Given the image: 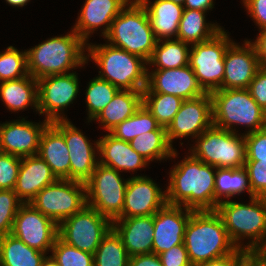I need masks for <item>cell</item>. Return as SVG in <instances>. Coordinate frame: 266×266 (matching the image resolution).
<instances>
[{
    "label": "cell",
    "instance_id": "26",
    "mask_svg": "<svg viewBox=\"0 0 266 266\" xmlns=\"http://www.w3.org/2000/svg\"><path fill=\"white\" fill-rule=\"evenodd\" d=\"M38 155L57 179L70 180V157L63 134L50 122L40 138Z\"/></svg>",
    "mask_w": 266,
    "mask_h": 266
},
{
    "label": "cell",
    "instance_id": "41",
    "mask_svg": "<svg viewBox=\"0 0 266 266\" xmlns=\"http://www.w3.org/2000/svg\"><path fill=\"white\" fill-rule=\"evenodd\" d=\"M22 204L14 190H0V237L11 234L15 216Z\"/></svg>",
    "mask_w": 266,
    "mask_h": 266
},
{
    "label": "cell",
    "instance_id": "50",
    "mask_svg": "<svg viewBox=\"0 0 266 266\" xmlns=\"http://www.w3.org/2000/svg\"><path fill=\"white\" fill-rule=\"evenodd\" d=\"M254 46L260 67L266 68V28L259 30L256 40L250 41Z\"/></svg>",
    "mask_w": 266,
    "mask_h": 266
},
{
    "label": "cell",
    "instance_id": "20",
    "mask_svg": "<svg viewBox=\"0 0 266 266\" xmlns=\"http://www.w3.org/2000/svg\"><path fill=\"white\" fill-rule=\"evenodd\" d=\"M193 210L166 204L154 214L152 253L159 255L184 243L186 224Z\"/></svg>",
    "mask_w": 266,
    "mask_h": 266
},
{
    "label": "cell",
    "instance_id": "1",
    "mask_svg": "<svg viewBox=\"0 0 266 266\" xmlns=\"http://www.w3.org/2000/svg\"><path fill=\"white\" fill-rule=\"evenodd\" d=\"M172 168L166 187L167 204L193 211L215 210V166L190 154Z\"/></svg>",
    "mask_w": 266,
    "mask_h": 266
},
{
    "label": "cell",
    "instance_id": "44",
    "mask_svg": "<svg viewBox=\"0 0 266 266\" xmlns=\"http://www.w3.org/2000/svg\"><path fill=\"white\" fill-rule=\"evenodd\" d=\"M246 160H266V128L244 134Z\"/></svg>",
    "mask_w": 266,
    "mask_h": 266
},
{
    "label": "cell",
    "instance_id": "3",
    "mask_svg": "<svg viewBox=\"0 0 266 266\" xmlns=\"http://www.w3.org/2000/svg\"><path fill=\"white\" fill-rule=\"evenodd\" d=\"M184 245L193 266L223 257L237 249L216 210L192 212L185 228Z\"/></svg>",
    "mask_w": 266,
    "mask_h": 266
},
{
    "label": "cell",
    "instance_id": "24",
    "mask_svg": "<svg viewBox=\"0 0 266 266\" xmlns=\"http://www.w3.org/2000/svg\"><path fill=\"white\" fill-rule=\"evenodd\" d=\"M57 180L49 165L38 154L22 157L14 192L23 203H30L45 186Z\"/></svg>",
    "mask_w": 266,
    "mask_h": 266
},
{
    "label": "cell",
    "instance_id": "55",
    "mask_svg": "<svg viewBox=\"0 0 266 266\" xmlns=\"http://www.w3.org/2000/svg\"><path fill=\"white\" fill-rule=\"evenodd\" d=\"M8 5L13 7H23L27 5L30 0H5Z\"/></svg>",
    "mask_w": 266,
    "mask_h": 266
},
{
    "label": "cell",
    "instance_id": "34",
    "mask_svg": "<svg viewBox=\"0 0 266 266\" xmlns=\"http://www.w3.org/2000/svg\"><path fill=\"white\" fill-rule=\"evenodd\" d=\"M189 53V44L178 39H162L157 41L147 63L148 66H156V69L185 67L189 65Z\"/></svg>",
    "mask_w": 266,
    "mask_h": 266
},
{
    "label": "cell",
    "instance_id": "53",
    "mask_svg": "<svg viewBox=\"0 0 266 266\" xmlns=\"http://www.w3.org/2000/svg\"><path fill=\"white\" fill-rule=\"evenodd\" d=\"M257 258L266 260V239L260 248L254 253Z\"/></svg>",
    "mask_w": 266,
    "mask_h": 266
},
{
    "label": "cell",
    "instance_id": "47",
    "mask_svg": "<svg viewBox=\"0 0 266 266\" xmlns=\"http://www.w3.org/2000/svg\"><path fill=\"white\" fill-rule=\"evenodd\" d=\"M250 255V252L237 248L228 255L201 263L197 266H244Z\"/></svg>",
    "mask_w": 266,
    "mask_h": 266
},
{
    "label": "cell",
    "instance_id": "15",
    "mask_svg": "<svg viewBox=\"0 0 266 266\" xmlns=\"http://www.w3.org/2000/svg\"><path fill=\"white\" fill-rule=\"evenodd\" d=\"M64 136L70 157V180L86 183L99 164L98 140L91 143L71 121L51 122ZM94 145V147H93ZM97 151V152H96Z\"/></svg>",
    "mask_w": 266,
    "mask_h": 266
},
{
    "label": "cell",
    "instance_id": "25",
    "mask_svg": "<svg viewBox=\"0 0 266 266\" xmlns=\"http://www.w3.org/2000/svg\"><path fill=\"white\" fill-rule=\"evenodd\" d=\"M98 153L101 165L119 172H135L149 165V162L138 154L129 142L117 139L110 133L98 140Z\"/></svg>",
    "mask_w": 266,
    "mask_h": 266
},
{
    "label": "cell",
    "instance_id": "52",
    "mask_svg": "<svg viewBox=\"0 0 266 266\" xmlns=\"http://www.w3.org/2000/svg\"><path fill=\"white\" fill-rule=\"evenodd\" d=\"M244 266H266V260L257 258L254 254H251Z\"/></svg>",
    "mask_w": 266,
    "mask_h": 266
},
{
    "label": "cell",
    "instance_id": "4",
    "mask_svg": "<svg viewBox=\"0 0 266 266\" xmlns=\"http://www.w3.org/2000/svg\"><path fill=\"white\" fill-rule=\"evenodd\" d=\"M87 63L91 58L99 67L98 77L119 90L143 91L147 86L148 66L143 58L109 43H87Z\"/></svg>",
    "mask_w": 266,
    "mask_h": 266
},
{
    "label": "cell",
    "instance_id": "29",
    "mask_svg": "<svg viewBox=\"0 0 266 266\" xmlns=\"http://www.w3.org/2000/svg\"><path fill=\"white\" fill-rule=\"evenodd\" d=\"M0 98L9 111L17 112L34 107L38 113L37 79L30 74L0 83Z\"/></svg>",
    "mask_w": 266,
    "mask_h": 266
},
{
    "label": "cell",
    "instance_id": "22",
    "mask_svg": "<svg viewBox=\"0 0 266 266\" xmlns=\"http://www.w3.org/2000/svg\"><path fill=\"white\" fill-rule=\"evenodd\" d=\"M130 0H85L78 15L75 26L72 28L86 43L89 36L101 30L103 38L108 34L113 20ZM105 25V26H104Z\"/></svg>",
    "mask_w": 266,
    "mask_h": 266
},
{
    "label": "cell",
    "instance_id": "14",
    "mask_svg": "<svg viewBox=\"0 0 266 266\" xmlns=\"http://www.w3.org/2000/svg\"><path fill=\"white\" fill-rule=\"evenodd\" d=\"M11 234L29 247L48 254L58 237V224L30 203H23L15 216Z\"/></svg>",
    "mask_w": 266,
    "mask_h": 266
},
{
    "label": "cell",
    "instance_id": "17",
    "mask_svg": "<svg viewBox=\"0 0 266 266\" xmlns=\"http://www.w3.org/2000/svg\"><path fill=\"white\" fill-rule=\"evenodd\" d=\"M166 204V190L162 191L147 176H133L128 180L122 214L118 218L154 215Z\"/></svg>",
    "mask_w": 266,
    "mask_h": 266
},
{
    "label": "cell",
    "instance_id": "16",
    "mask_svg": "<svg viewBox=\"0 0 266 266\" xmlns=\"http://www.w3.org/2000/svg\"><path fill=\"white\" fill-rule=\"evenodd\" d=\"M213 125L212 98L206 93L194 99L184 100L173 121L167 126V139L173 147V139L197 138Z\"/></svg>",
    "mask_w": 266,
    "mask_h": 266
},
{
    "label": "cell",
    "instance_id": "38",
    "mask_svg": "<svg viewBox=\"0 0 266 266\" xmlns=\"http://www.w3.org/2000/svg\"><path fill=\"white\" fill-rule=\"evenodd\" d=\"M87 85L85 102L88 110L87 119L89 123L106 107L119 89L98 76L90 80Z\"/></svg>",
    "mask_w": 266,
    "mask_h": 266
},
{
    "label": "cell",
    "instance_id": "45",
    "mask_svg": "<svg viewBox=\"0 0 266 266\" xmlns=\"http://www.w3.org/2000/svg\"><path fill=\"white\" fill-rule=\"evenodd\" d=\"M248 91L256 103L266 111V68L261 67L248 86Z\"/></svg>",
    "mask_w": 266,
    "mask_h": 266
},
{
    "label": "cell",
    "instance_id": "35",
    "mask_svg": "<svg viewBox=\"0 0 266 266\" xmlns=\"http://www.w3.org/2000/svg\"><path fill=\"white\" fill-rule=\"evenodd\" d=\"M160 126L142 103L131 117L119 123L109 133L117 139L129 142L142 133L157 130Z\"/></svg>",
    "mask_w": 266,
    "mask_h": 266
},
{
    "label": "cell",
    "instance_id": "21",
    "mask_svg": "<svg viewBox=\"0 0 266 266\" xmlns=\"http://www.w3.org/2000/svg\"><path fill=\"white\" fill-rule=\"evenodd\" d=\"M260 68L255 48L249 40H244L242 46L233 42L225 53L221 89L248 88Z\"/></svg>",
    "mask_w": 266,
    "mask_h": 266
},
{
    "label": "cell",
    "instance_id": "23",
    "mask_svg": "<svg viewBox=\"0 0 266 266\" xmlns=\"http://www.w3.org/2000/svg\"><path fill=\"white\" fill-rule=\"evenodd\" d=\"M112 229L121 238L129 256L152 253L154 215L117 218Z\"/></svg>",
    "mask_w": 266,
    "mask_h": 266
},
{
    "label": "cell",
    "instance_id": "7",
    "mask_svg": "<svg viewBox=\"0 0 266 266\" xmlns=\"http://www.w3.org/2000/svg\"><path fill=\"white\" fill-rule=\"evenodd\" d=\"M212 98L213 125L237 133V125L249 128L246 133L266 128V111L252 98L248 89H218Z\"/></svg>",
    "mask_w": 266,
    "mask_h": 266
},
{
    "label": "cell",
    "instance_id": "27",
    "mask_svg": "<svg viewBox=\"0 0 266 266\" xmlns=\"http://www.w3.org/2000/svg\"><path fill=\"white\" fill-rule=\"evenodd\" d=\"M139 1L146 8L156 39H176L184 7L171 0Z\"/></svg>",
    "mask_w": 266,
    "mask_h": 266
},
{
    "label": "cell",
    "instance_id": "46",
    "mask_svg": "<svg viewBox=\"0 0 266 266\" xmlns=\"http://www.w3.org/2000/svg\"><path fill=\"white\" fill-rule=\"evenodd\" d=\"M163 266H193L184 243L159 254Z\"/></svg>",
    "mask_w": 266,
    "mask_h": 266
},
{
    "label": "cell",
    "instance_id": "30",
    "mask_svg": "<svg viewBox=\"0 0 266 266\" xmlns=\"http://www.w3.org/2000/svg\"><path fill=\"white\" fill-rule=\"evenodd\" d=\"M205 13L195 9H184L176 39L193 45L210 40L219 33L223 28L218 23H207Z\"/></svg>",
    "mask_w": 266,
    "mask_h": 266
},
{
    "label": "cell",
    "instance_id": "40",
    "mask_svg": "<svg viewBox=\"0 0 266 266\" xmlns=\"http://www.w3.org/2000/svg\"><path fill=\"white\" fill-rule=\"evenodd\" d=\"M50 252L59 266H94V254L79 250L59 237Z\"/></svg>",
    "mask_w": 266,
    "mask_h": 266
},
{
    "label": "cell",
    "instance_id": "42",
    "mask_svg": "<svg viewBox=\"0 0 266 266\" xmlns=\"http://www.w3.org/2000/svg\"><path fill=\"white\" fill-rule=\"evenodd\" d=\"M21 157L0 151V190H14Z\"/></svg>",
    "mask_w": 266,
    "mask_h": 266
},
{
    "label": "cell",
    "instance_id": "13",
    "mask_svg": "<svg viewBox=\"0 0 266 266\" xmlns=\"http://www.w3.org/2000/svg\"><path fill=\"white\" fill-rule=\"evenodd\" d=\"M79 83L78 75L74 71L39 78L37 80L39 116L45 115V120L49 122L67 120L63 112L77 98Z\"/></svg>",
    "mask_w": 266,
    "mask_h": 266
},
{
    "label": "cell",
    "instance_id": "33",
    "mask_svg": "<svg viewBox=\"0 0 266 266\" xmlns=\"http://www.w3.org/2000/svg\"><path fill=\"white\" fill-rule=\"evenodd\" d=\"M245 191L249 193V198L255 197L244 167L217 168L215 176V210L225 198L229 200L231 197L238 196Z\"/></svg>",
    "mask_w": 266,
    "mask_h": 266
},
{
    "label": "cell",
    "instance_id": "11",
    "mask_svg": "<svg viewBox=\"0 0 266 266\" xmlns=\"http://www.w3.org/2000/svg\"><path fill=\"white\" fill-rule=\"evenodd\" d=\"M128 180L119 171L99 163L85 183L87 205L111 221L116 220L122 214Z\"/></svg>",
    "mask_w": 266,
    "mask_h": 266
},
{
    "label": "cell",
    "instance_id": "10",
    "mask_svg": "<svg viewBox=\"0 0 266 266\" xmlns=\"http://www.w3.org/2000/svg\"><path fill=\"white\" fill-rule=\"evenodd\" d=\"M30 204L59 224L87 205L86 184L58 179L55 183L45 186Z\"/></svg>",
    "mask_w": 266,
    "mask_h": 266
},
{
    "label": "cell",
    "instance_id": "48",
    "mask_svg": "<svg viewBox=\"0 0 266 266\" xmlns=\"http://www.w3.org/2000/svg\"><path fill=\"white\" fill-rule=\"evenodd\" d=\"M247 13L261 30L266 28V0H242Z\"/></svg>",
    "mask_w": 266,
    "mask_h": 266
},
{
    "label": "cell",
    "instance_id": "2",
    "mask_svg": "<svg viewBox=\"0 0 266 266\" xmlns=\"http://www.w3.org/2000/svg\"><path fill=\"white\" fill-rule=\"evenodd\" d=\"M87 43L72 29L26 50L28 73L35 79L66 74L87 64Z\"/></svg>",
    "mask_w": 266,
    "mask_h": 266
},
{
    "label": "cell",
    "instance_id": "9",
    "mask_svg": "<svg viewBox=\"0 0 266 266\" xmlns=\"http://www.w3.org/2000/svg\"><path fill=\"white\" fill-rule=\"evenodd\" d=\"M227 33L223 28L210 40L191 45L189 66L206 93L221 89L225 53L234 42Z\"/></svg>",
    "mask_w": 266,
    "mask_h": 266
},
{
    "label": "cell",
    "instance_id": "32",
    "mask_svg": "<svg viewBox=\"0 0 266 266\" xmlns=\"http://www.w3.org/2000/svg\"><path fill=\"white\" fill-rule=\"evenodd\" d=\"M45 256L12 234L0 237V266H40Z\"/></svg>",
    "mask_w": 266,
    "mask_h": 266
},
{
    "label": "cell",
    "instance_id": "36",
    "mask_svg": "<svg viewBox=\"0 0 266 266\" xmlns=\"http://www.w3.org/2000/svg\"><path fill=\"white\" fill-rule=\"evenodd\" d=\"M183 101L178 96L166 93L142 92V103L157 122L166 128L173 121Z\"/></svg>",
    "mask_w": 266,
    "mask_h": 266
},
{
    "label": "cell",
    "instance_id": "56",
    "mask_svg": "<svg viewBox=\"0 0 266 266\" xmlns=\"http://www.w3.org/2000/svg\"><path fill=\"white\" fill-rule=\"evenodd\" d=\"M172 2L176 3V4H179L181 6H183L185 0H171Z\"/></svg>",
    "mask_w": 266,
    "mask_h": 266
},
{
    "label": "cell",
    "instance_id": "31",
    "mask_svg": "<svg viewBox=\"0 0 266 266\" xmlns=\"http://www.w3.org/2000/svg\"><path fill=\"white\" fill-rule=\"evenodd\" d=\"M131 147L150 164V161H161L177 157V151L169 144L166 127L160 126L157 130L142 133L131 141Z\"/></svg>",
    "mask_w": 266,
    "mask_h": 266
},
{
    "label": "cell",
    "instance_id": "39",
    "mask_svg": "<svg viewBox=\"0 0 266 266\" xmlns=\"http://www.w3.org/2000/svg\"><path fill=\"white\" fill-rule=\"evenodd\" d=\"M26 50L20 52L13 46H8L0 52V83L28 76Z\"/></svg>",
    "mask_w": 266,
    "mask_h": 266
},
{
    "label": "cell",
    "instance_id": "8",
    "mask_svg": "<svg viewBox=\"0 0 266 266\" xmlns=\"http://www.w3.org/2000/svg\"><path fill=\"white\" fill-rule=\"evenodd\" d=\"M188 154L216 168H241L246 162L245 137L215 125L195 138Z\"/></svg>",
    "mask_w": 266,
    "mask_h": 266
},
{
    "label": "cell",
    "instance_id": "43",
    "mask_svg": "<svg viewBox=\"0 0 266 266\" xmlns=\"http://www.w3.org/2000/svg\"><path fill=\"white\" fill-rule=\"evenodd\" d=\"M244 168L247 171L253 195L266 198V160H246Z\"/></svg>",
    "mask_w": 266,
    "mask_h": 266
},
{
    "label": "cell",
    "instance_id": "5",
    "mask_svg": "<svg viewBox=\"0 0 266 266\" xmlns=\"http://www.w3.org/2000/svg\"><path fill=\"white\" fill-rule=\"evenodd\" d=\"M216 211L237 248L254 254L264 243L266 239L265 197H252L249 204L223 200L218 204ZM244 239H250V241L243 245Z\"/></svg>",
    "mask_w": 266,
    "mask_h": 266
},
{
    "label": "cell",
    "instance_id": "49",
    "mask_svg": "<svg viewBox=\"0 0 266 266\" xmlns=\"http://www.w3.org/2000/svg\"><path fill=\"white\" fill-rule=\"evenodd\" d=\"M129 266H163L159 255L155 253L139 254L129 257Z\"/></svg>",
    "mask_w": 266,
    "mask_h": 266
},
{
    "label": "cell",
    "instance_id": "51",
    "mask_svg": "<svg viewBox=\"0 0 266 266\" xmlns=\"http://www.w3.org/2000/svg\"><path fill=\"white\" fill-rule=\"evenodd\" d=\"M183 7L207 12L214 7V0H185Z\"/></svg>",
    "mask_w": 266,
    "mask_h": 266
},
{
    "label": "cell",
    "instance_id": "37",
    "mask_svg": "<svg viewBox=\"0 0 266 266\" xmlns=\"http://www.w3.org/2000/svg\"><path fill=\"white\" fill-rule=\"evenodd\" d=\"M129 257L121 238L111 229L94 253V266H129Z\"/></svg>",
    "mask_w": 266,
    "mask_h": 266
},
{
    "label": "cell",
    "instance_id": "54",
    "mask_svg": "<svg viewBox=\"0 0 266 266\" xmlns=\"http://www.w3.org/2000/svg\"><path fill=\"white\" fill-rule=\"evenodd\" d=\"M40 266H59V264L54 260L51 255H49L44 257Z\"/></svg>",
    "mask_w": 266,
    "mask_h": 266
},
{
    "label": "cell",
    "instance_id": "12",
    "mask_svg": "<svg viewBox=\"0 0 266 266\" xmlns=\"http://www.w3.org/2000/svg\"><path fill=\"white\" fill-rule=\"evenodd\" d=\"M112 229V221L86 205L58 224V237L75 248L94 254Z\"/></svg>",
    "mask_w": 266,
    "mask_h": 266
},
{
    "label": "cell",
    "instance_id": "28",
    "mask_svg": "<svg viewBox=\"0 0 266 266\" xmlns=\"http://www.w3.org/2000/svg\"><path fill=\"white\" fill-rule=\"evenodd\" d=\"M142 105V91L119 90L93 121H99L108 133L131 117Z\"/></svg>",
    "mask_w": 266,
    "mask_h": 266
},
{
    "label": "cell",
    "instance_id": "6",
    "mask_svg": "<svg viewBox=\"0 0 266 266\" xmlns=\"http://www.w3.org/2000/svg\"><path fill=\"white\" fill-rule=\"evenodd\" d=\"M104 39H107L110 45L124 49L147 62L158 41L151 28L146 8L139 0L128 2L113 20Z\"/></svg>",
    "mask_w": 266,
    "mask_h": 266
},
{
    "label": "cell",
    "instance_id": "19",
    "mask_svg": "<svg viewBox=\"0 0 266 266\" xmlns=\"http://www.w3.org/2000/svg\"><path fill=\"white\" fill-rule=\"evenodd\" d=\"M142 92L166 93L183 100L206 94L189 65L172 69H153L151 72L148 68L147 86Z\"/></svg>",
    "mask_w": 266,
    "mask_h": 266
},
{
    "label": "cell",
    "instance_id": "18",
    "mask_svg": "<svg viewBox=\"0 0 266 266\" xmlns=\"http://www.w3.org/2000/svg\"><path fill=\"white\" fill-rule=\"evenodd\" d=\"M50 122L22 119L0 123V151L18 157L37 155L42 132Z\"/></svg>",
    "mask_w": 266,
    "mask_h": 266
}]
</instances>
